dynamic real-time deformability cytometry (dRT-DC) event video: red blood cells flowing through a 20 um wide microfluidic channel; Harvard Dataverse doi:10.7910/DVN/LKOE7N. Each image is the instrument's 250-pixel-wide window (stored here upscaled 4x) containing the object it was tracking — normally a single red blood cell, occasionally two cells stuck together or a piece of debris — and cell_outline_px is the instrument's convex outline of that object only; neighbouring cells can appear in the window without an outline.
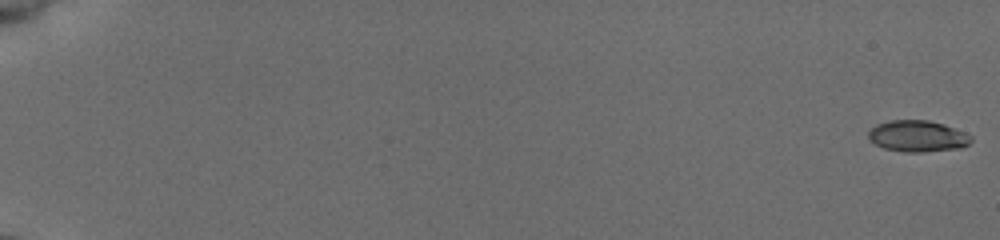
{"species": "common noctule bat (a hibernating species)", "species_latin": "Nyctalus noctula", "temperature_condition": "cold", "stored_images_in_passage": 56, "segment_of_instrument_passage": [1, 2], "camera_frame_rate_fps": 3000, "um_per_image_px": 0.085, "animal": {"sex": "female", "body_mass_g": 19.5, "forearm_length_mm": 54.1}, "frame": {"image": 1, "passage_image": 1, "time_ms": 0.0, "image_size_px": [1000, 240], "cell_outline_px": [[972, 140], [968, 144], [960, 148], [920, 152], [904, 152], [884, 148], [868, 140], [868, 132], [876, 124], [892, 120], [928, 120], [944, 124], [964, 132], [972, 136]], "centroid_in_image_um": [77.98, 11.57], "position_along_channel_um": 7.0, "area_um2": 18.73}}
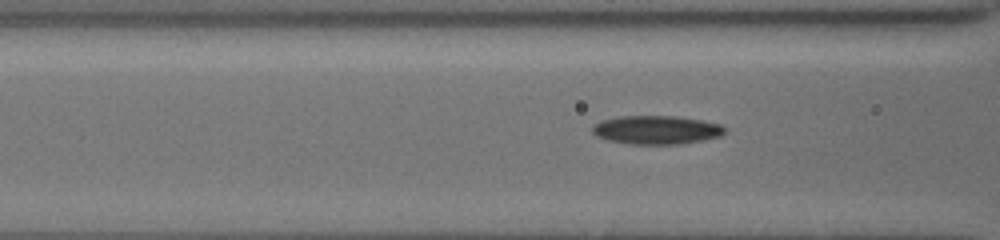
{"frame": {"image": 2, "passage_image": 25, "time_ms": 8.0, "image_size_px": [1000, 240], "cell_outline_px": [[724, 132], [720, 136], [680, 144], [632, 144], [608, 140], [596, 136], [592, 132], [592, 128], [600, 120], [620, 116], [676, 116], [700, 120], [720, 124], [724, 128]], "centroid_in_image_um": [55.76, 11.04], "position_along_channel_um": 110.8, "area_um2": 21.85}}
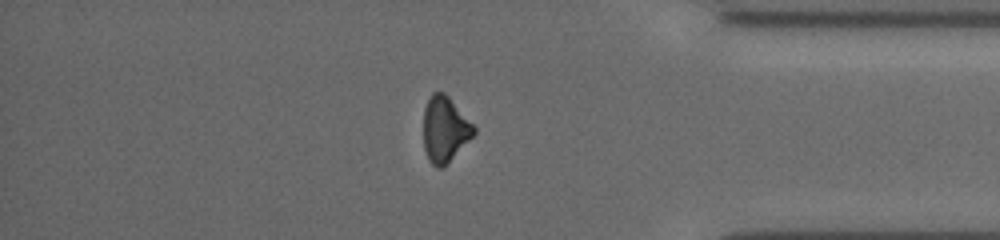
{"frame": {"image": 3, "passage_image": 48, "time_ms": 15.667, "image_size_px": [1000, 240], "cell_outline_px": [[476, 132], [444, 168], [436, 168], [428, 160], [424, 148], [424, 108], [432, 92], [444, 92], [448, 96], [476, 128]], "centroid_in_image_um": [37.8, 11.02], "position_along_channel_um": 397.4, "area_um2": 19.19}}